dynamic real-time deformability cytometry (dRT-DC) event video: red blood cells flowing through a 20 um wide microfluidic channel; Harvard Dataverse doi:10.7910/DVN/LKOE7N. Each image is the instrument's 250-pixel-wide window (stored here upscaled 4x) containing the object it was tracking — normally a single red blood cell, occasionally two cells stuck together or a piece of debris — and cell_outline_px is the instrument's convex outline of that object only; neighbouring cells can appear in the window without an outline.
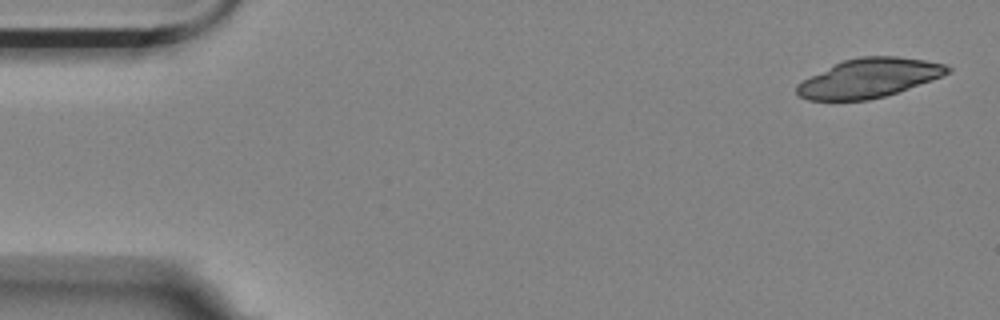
{"species": "Egyptian fruit bat (a non-hibernating species)", "species_latin": "Rousettus aegyptiacus", "temperature_condition": "room temperature", "stored_images_in_passage": 13, "camera_frame_rate_fps": 3000, "um_per_image_px": 0.085, "animal": {"sex": "female"}, "frame": {"image": 1, "passage_image": 1, "time_ms": 0.0, "image_size_px": [1000, 320], "cell_outline_px": [[952, 68], [948, 72], [932, 80], [884, 96], [868, 100], [808, 100], [800, 96], [796, 92], [796, 84], [844, 60], [860, 56], [896, 56], [924, 60], [944, 64]], "centroid_in_image_um": [73.87, 6.63], "position_along_channel_um": 11.1, "area_um2": 33.64}}